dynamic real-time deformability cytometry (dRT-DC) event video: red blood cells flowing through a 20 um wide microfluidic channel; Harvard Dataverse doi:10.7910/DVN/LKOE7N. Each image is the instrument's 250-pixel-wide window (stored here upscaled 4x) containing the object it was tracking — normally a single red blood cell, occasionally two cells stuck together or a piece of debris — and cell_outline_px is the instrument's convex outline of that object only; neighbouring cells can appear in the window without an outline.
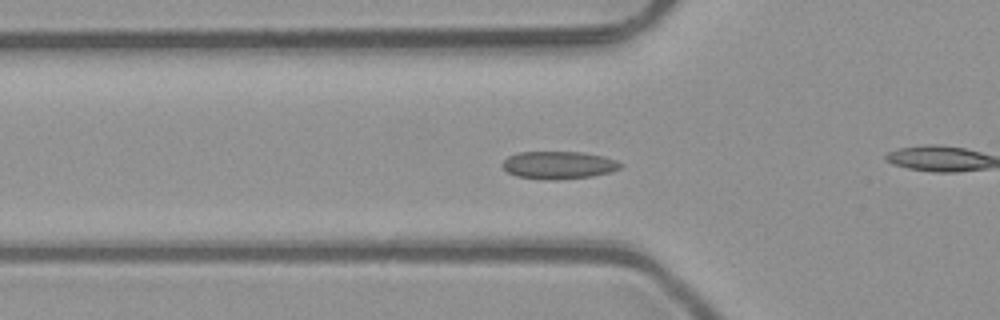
{"species": "common noctule bat (a hibernating species)", "species_latin": "Nyctalus noctula", "temperature_condition": "room temperature", "stored_images_in_passage": 37, "camera_frame_rate_fps": 3000, "um_per_image_px": 0.085, "animal": {"sex": "male", "body_mass_g": 23.1, "forearm_length_mm": 52.7}, "frame": {"image": 1, "passage_image": 3, "time_ms": 0.667, "image_size_px": [1000, 320], "cell_outline_px": [[624, 164], [620, 168], [612, 172], [592, 176], [556, 180], [544, 180], [516, 176], [508, 172], [500, 164], [508, 156], [516, 152], [584, 152], [604, 156], [616, 160]], "centroid_in_image_um": [47.49, 14.03], "position_along_channel_um": 78.3, "area_um2": 19.31}}
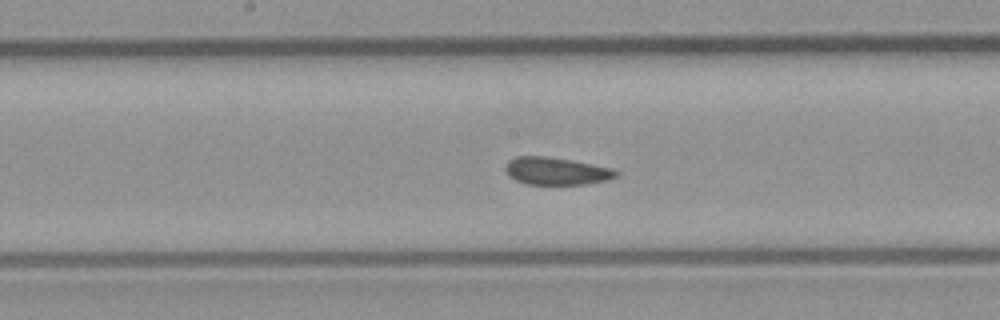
{"frame": {"image": 2, "passage_image": 12, "time_ms": 3.667, "image_size_px": [1000, 320], "cell_outline_px": [[620, 172], [616, 176], [608, 180], [584, 184], [524, 184], [508, 176], [504, 168], [504, 164], [508, 160], [516, 156], [548, 156], [572, 160], [612, 168]], "centroid_in_image_um": [47.24, 14.53], "position_along_channel_um": 201.0, "area_um2": 17.92}}
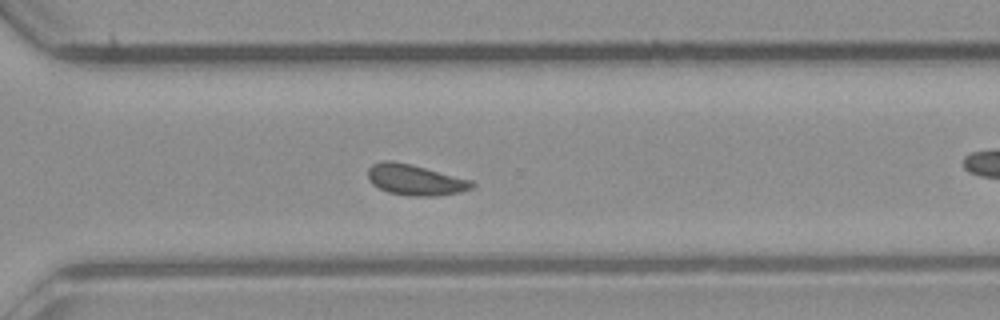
{"frame": {"image": 3, "passage_image": 22, "time_ms": 7.0, "image_size_px": [1000, 320], "cell_outline_px": [[476, 184], [472, 188], [460, 192], [436, 196], [408, 196], [388, 192], [372, 184], [368, 180], [368, 168], [372, 164], [384, 160], [392, 160], [412, 164], [472, 180]], "centroid_in_image_um": [35.29, 15.28], "position_along_channel_um": 335.3, "area_um2": 18.84}, "authors_computed_cell_mechanics": {"area_um2": 18.0914, "velocity_mm_per_s": 4.0462, "shape_relaxation_time_tau1_ms": null, "shape_relaxation_time_tau2_ms": 0.7839, "deformation_change_tau1": null, "deformation_change_tau2": 0.0584}}